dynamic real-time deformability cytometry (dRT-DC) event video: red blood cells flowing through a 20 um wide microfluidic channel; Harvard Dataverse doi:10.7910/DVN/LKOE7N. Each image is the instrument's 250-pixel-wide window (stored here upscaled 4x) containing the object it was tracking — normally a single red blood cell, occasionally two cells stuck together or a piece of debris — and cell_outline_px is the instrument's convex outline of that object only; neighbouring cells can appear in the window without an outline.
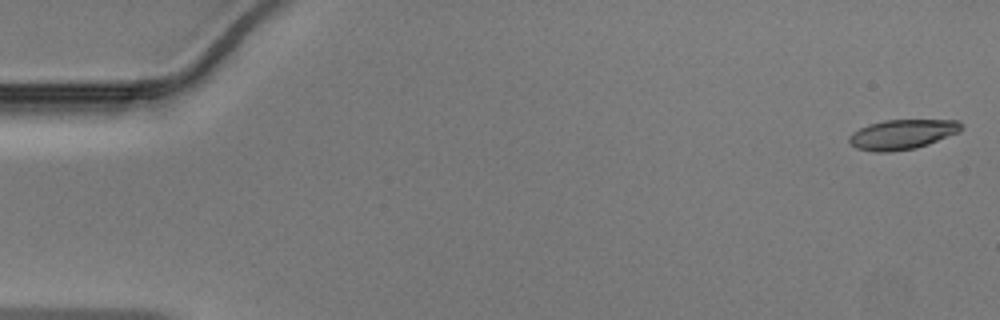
{"species": "Egyptian fruit bat (a non-hibernating species)", "species_latin": "Rousettus aegyptiacus", "temperature_condition": "warm", "stored_images_in_passage": 48, "camera_frame_rate_fps": 3000, "um_per_image_px": 0.085, "animal": {"sex": "male"}, "frame": {"image": 1, "passage_image": 1, "time_ms": 0.0, "image_size_px": [1000, 320], "cell_outline_px": [[964, 128], [960, 132], [928, 144], [916, 148], [888, 152], [876, 152], [856, 148], [848, 140], [848, 136], [852, 132], [868, 124], [884, 120], [960, 120], [964, 124]], "centroid_in_image_um": [76.72, 11.41], "position_along_channel_um": 8.3, "area_um2": 19.65}}
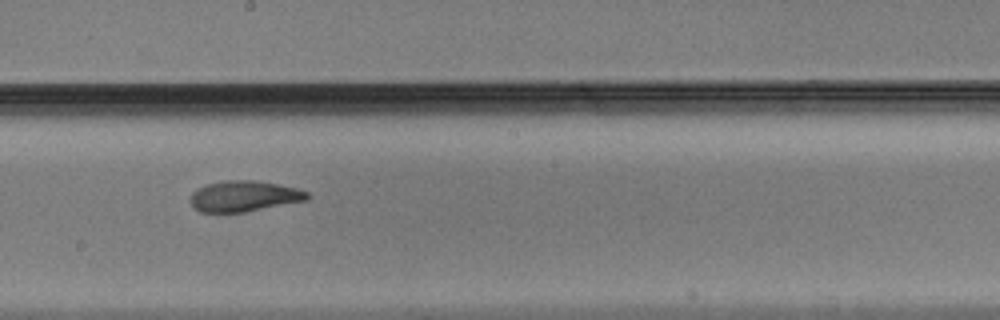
{"frame": {"image": 2, "passage_image": 27, "time_ms": 8.667, "image_size_px": [1000, 320], "cell_outline_px": [[312, 196], [308, 200], [244, 212], [200, 212], [192, 208], [192, 192], [208, 184], [224, 180], [252, 180], [276, 184], [296, 188], [308, 192]], "centroid_in_image_um": [20.77, 16.68], "position_along_channel_um": 227.4, "area_um2": 20.81}}
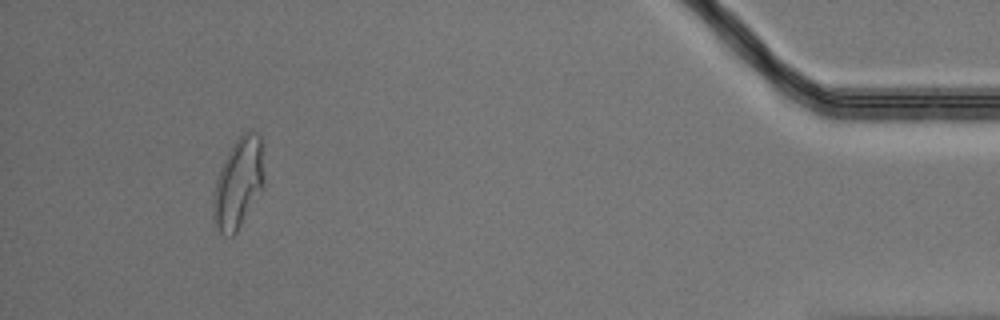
{"frame": {"image": 3, "passage_image": 45, "time_ms": 14.667, "image_size_px": [1000, 320], "cell_outline_px": [[264, 188], [236, 232], [232, 236], [228, 236], [220, 232], [212, 220], [212, 196], [216, 180], [220, 168], [232, 144], [244, 132], [252, 128], [260, 136], [264, 176]], "centroid_in_image_um": [20.25, 15.57], "position_along_channel_um": 414.9, "area_um2": 27.05}}